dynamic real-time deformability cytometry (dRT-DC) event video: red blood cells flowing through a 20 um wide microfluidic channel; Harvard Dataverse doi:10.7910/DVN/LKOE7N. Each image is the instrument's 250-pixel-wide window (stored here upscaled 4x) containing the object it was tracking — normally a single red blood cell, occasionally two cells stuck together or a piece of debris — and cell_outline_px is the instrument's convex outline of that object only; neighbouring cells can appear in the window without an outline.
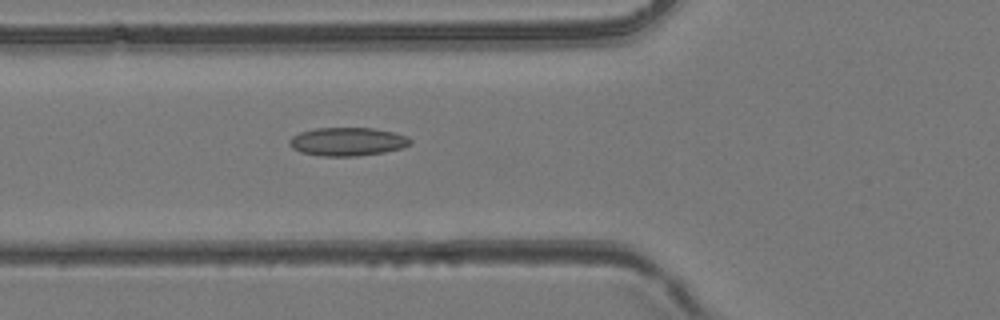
{"species": "common noctule bat (a hibernating species)", "species_latin": "Nyctalus noctula", "temperature_condition": "room temperature", "stored_images_in_passage": 45, "camera_frame_rate_fps": 3000, "um_per_image_px": 0.085, "animal": {"sex": "female", "body_mass_g": 24.6, "forearm_length_mm": 56.2}, "frame": {"image": 1, "passage_image": 17, "time_ms": 5.333, "image_size_px": [1000, 320], "cell_outline_px": [[412, 144], [400, 148], [384, 152], [356, 156], [320, 156], [300, 152], [292, 148], [288, 144], [288, 140], [292, 136], [300, 132], [316, 128], [372, 128], [392, 132], [408, 136], [412, 140]], "centroid_in_image_um": [29.51, 12.04], "position_along_channel_um": 96.3, "area_um2": 20.06}}
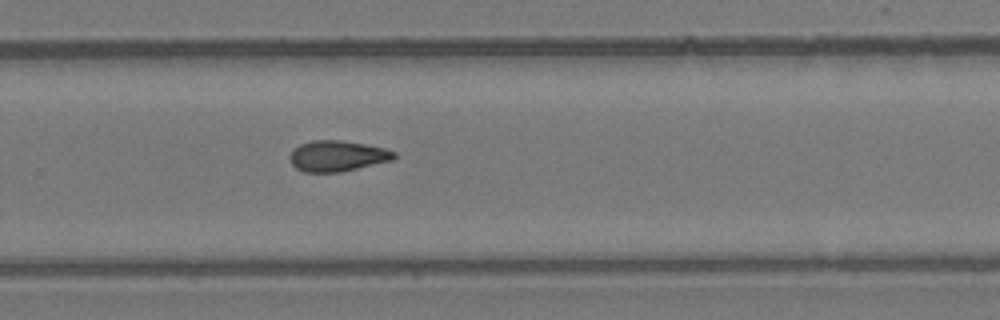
{"frame": {"image": 2, "passage_image": 30, "time_ms": 9.667, "image_size_px": [1000, 320], "cell_outline_px": [[396, 156], [392, 160], [340, 172], [304, 172], [296, 168], [292, 164], [288, 156], [292, 148], [300, 144], [312, 140], [340, 140], [364, 144], [384, 148], [396, 152]], "centroid_in_image_um": [28.63, 13.25], "position_along_channel_um": 301.2, "area_um2": 18.73}}
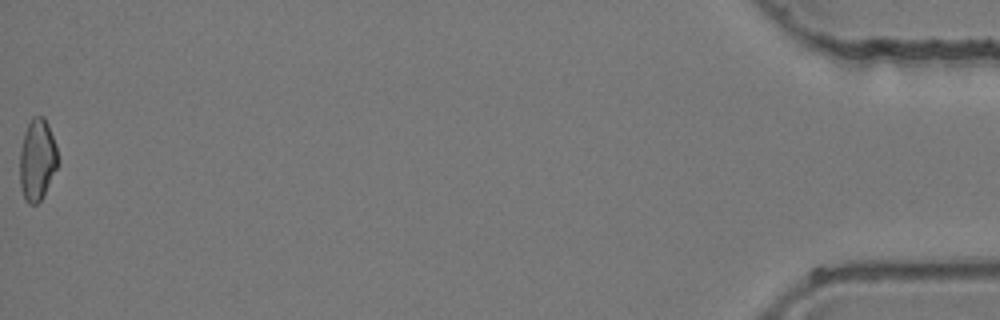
{"frame": {"image": 3, "passage_image": 45, "time_ms": 14.667, "image_size_px": [1000, 320], "cell_outline_px": [[56, 168], [40, 200], [36, 204], [28, 204], [24, 200], [20, 188], [20, 152], [24, 132], [32, 116], [44, 116], [48, 124], [56, 144]], "centroid_in_image_um": [3.13, 13.56], "position_along_channel_um": 432.1, "area_um2": 17.8}}